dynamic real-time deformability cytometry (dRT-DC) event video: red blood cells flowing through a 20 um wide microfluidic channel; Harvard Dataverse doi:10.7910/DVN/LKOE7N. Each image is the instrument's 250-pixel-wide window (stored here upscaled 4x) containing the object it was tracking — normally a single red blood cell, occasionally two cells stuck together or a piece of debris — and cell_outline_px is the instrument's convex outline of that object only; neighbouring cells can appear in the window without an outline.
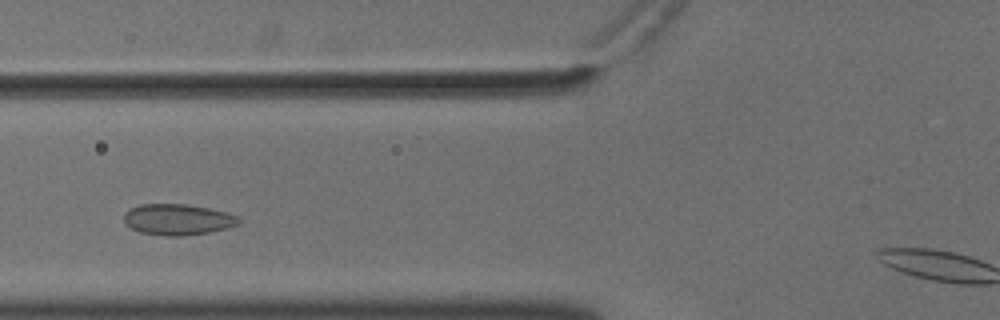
{"species": "common noctule bat (a hibernating species)", "species_latin": "Nyctalus noctula", "temperature_condition": "cold", "stored_images_in_passage": 36, "camera_frame_rate_fps": 3000, "um_per_image_px": 0.085, "animal": {"sex": "male", "body_mass_g": 18.8}, "frame": {"image": 1, "passage_image": 7, "time_ms": 2.0, "image_size_px": [1000, 320], "cell_outline_px": [[240, 220], [236, 224], [224, 228], [208, 232], [184, 236], [164, 236], [140, 232], [132, 228], [124, 220], [124, 212], [140, 204], [184, 204], [208, 208], [224, 212], [236, 216]], "centroid_in_image_um": [15.05, 18.66], "position_along_channel_um": 110.7, "area_um2": 20.35}}
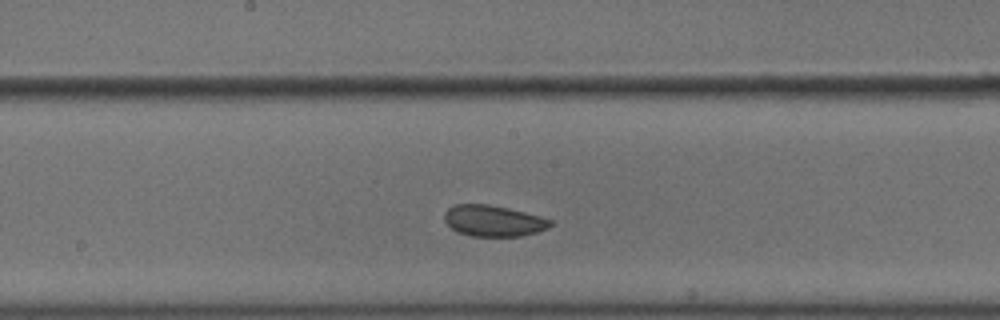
{"frame": {"image": 2, "passage_image": 15, "time_ms": 4.667, "image_size_px": [1000, 320], "cell_outline_px": [[552, 224], [548, 228], [536, 232], [520, 236], [472, 236], [456, 232], [444, 220], [444, 212], [448, 208], [456, 204], [488, 204], [508, 208], [540, 216], [552, 220]], "centroid_in_image_um": [41.92, 18.77], "position_along_channel_um": 206.3, "area_um2": 19.19}}
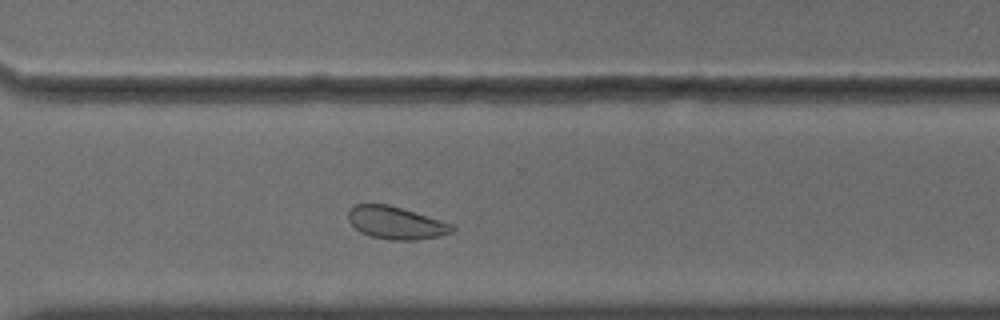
{"frame": {"image": 3, "passage_image": 26, "time_ms": 8.333, "image_size_px": [1000, 320], "cell_outline_px": [[456, 228], [452, 232], [440, 236], [416, 240], [388, 240], [372, 236], [360, 232], [348, 220], [348, 212], [356, 204], [388, 204], [456, 224]], "centroid_in_image_um": [33.71, 18.95], "position_along_channel_um": 336.9, "area_um2": 19.83}}